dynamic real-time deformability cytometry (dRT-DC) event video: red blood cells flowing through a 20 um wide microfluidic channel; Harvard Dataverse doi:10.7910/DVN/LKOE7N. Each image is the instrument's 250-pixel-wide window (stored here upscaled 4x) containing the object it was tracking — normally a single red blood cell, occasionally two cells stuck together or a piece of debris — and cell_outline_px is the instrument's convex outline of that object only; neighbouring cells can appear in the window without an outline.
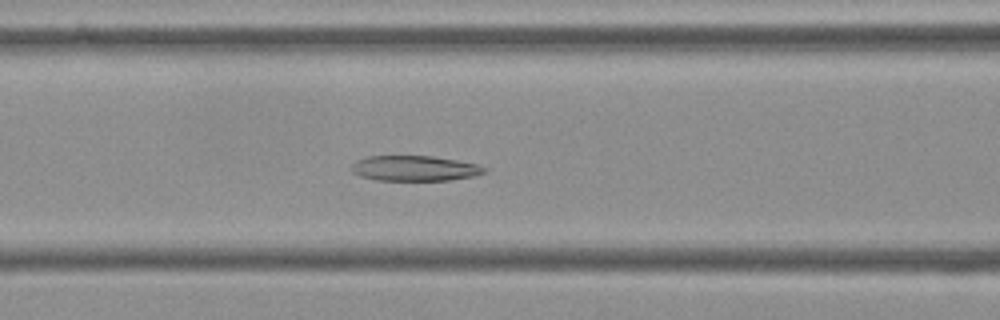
{"species": "Egyptian fruit bat (a non-hibernating species)", "species_latin": "Rousettus aegyptiacus", "temperature_condition": "cold", "stored_images_in_passage": 52, "segment_of_instrument_passage": [1, 2], "camera_frame_rate_fps": 3000, "um_per_image_px": 0.085, "frame": {"image": 1, "passage_image": 18, "time_ms": 5.667, "image_size_px": [1000, 320], "cell_outline_px": [[488, 168], [484, 172], [472, 176], [448, 180], [376, 180], [360, 176], [352, 172], [348, 168], [356, 160], [368, 156], [432, 156], [456, 160], [476, 164]], "centroid_in_image_um": [35.17, 14.3], "position_along_channel_um": 131.4, "area_um2": 19.54}}
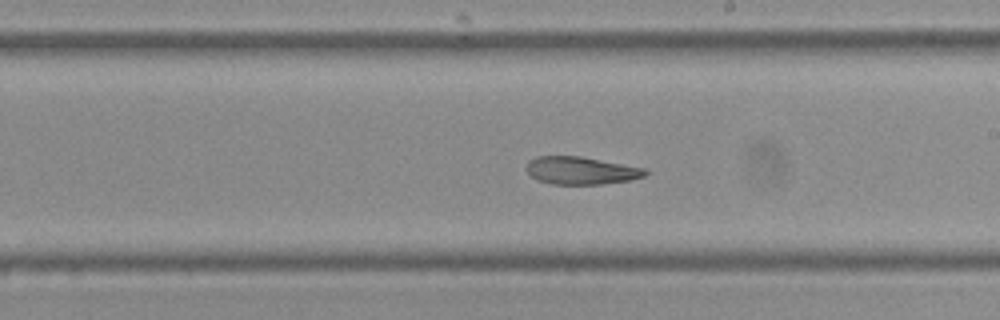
{"frame": {"image": 2, "passage_image": 27, "time_ms": 8.667, "image_size_px": [1000, 320], "cell_outline_px": [[648, 172], [644, 176], [632, 180], [600, 184], [552, 184], [536, 180], [524, 168], [528, 160], [536, 156], [580, 156], [644, 168]], "centroid_in_image_um": [49.34, 14.49], "position_along_channel_um": 239.7, "area_um2": 19.19}}
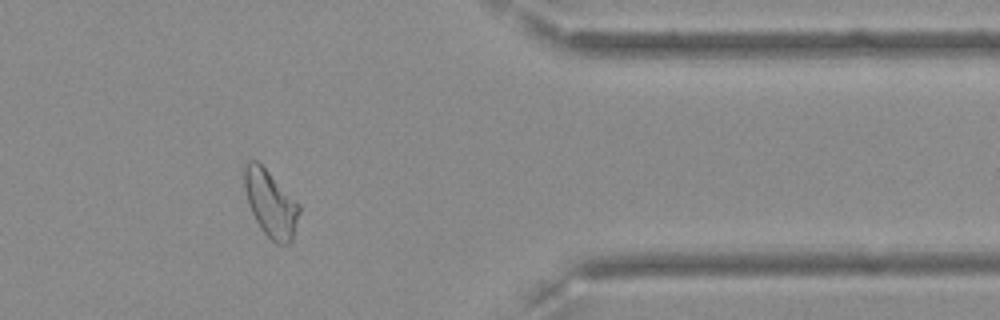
{"frame": {"image": 3, "passage_image": 41, "time_ms": 13.333, "image_size_px": [1000, 320], "cell_outline_px": [[300, 212], [292, 240], [288, 244], [276, 244], [260, 228], [248, 204], [244, 188], [244, 168], [248, 160], [256, 160], [300, 204]], "centroid_in_image_um": [23.0, 17.32], "position_along_channel_um": 388.4, "area_um2": 21.04}}